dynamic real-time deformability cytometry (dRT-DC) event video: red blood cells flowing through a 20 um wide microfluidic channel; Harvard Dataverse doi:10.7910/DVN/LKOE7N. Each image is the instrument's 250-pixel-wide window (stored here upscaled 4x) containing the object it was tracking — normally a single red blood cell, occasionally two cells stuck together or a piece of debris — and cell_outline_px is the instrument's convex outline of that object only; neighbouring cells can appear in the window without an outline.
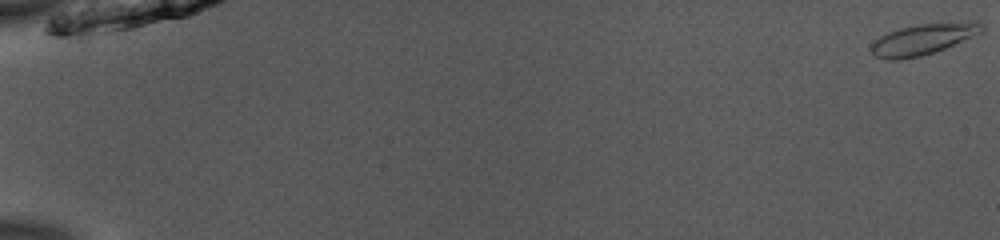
{"species": "common noctule bat (a hibernating species)", "species_latin": "Nyctalus noctula", "temperature_condition": "room temperature", "stored_images_in_passage": 53, "camera_frame_rate_fps": 3000, "um_per_image_px": 0.085, "animal": {"sex": "male", "body_mass_g": 13.0, "forearm_length_mm": 53.1}, "frame": {"image": 1, "passage_image": 1, "time_ms": 0.0, "image_size_px": [1000, 240], "cell_outline_px": [[984, 28], [980, 32], [944, 48], [920, 56], [900, 60], [888, 60], [876, 56], [872, 52], [872, 44], [880, 36], [888, 32], [900, 28], [916, 24], [984, 24]], "centroid_in_image_um": [78.31, 3.38], "position_along_channel_um": 6.7, "area_um2": 18.79}}
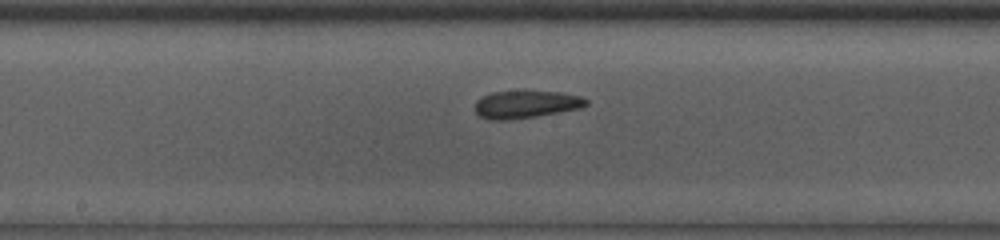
{"frame": {"image": 2, "passage_image": 30, "time_ms": 9.667, "image_size_px": [1000, 240], "cell_outline_px": [[588, 104], [580, 108], [536, 116], [504, 120], [492, 120], [480, 116], [476, 112], [476, 100], [492, 92], [560, 92], [580, 96], [588, 100]], "centroid_in_image_um": [44.71, 8.88], "position_along_channel_um": 203.5, "area_um2": 17.4}}
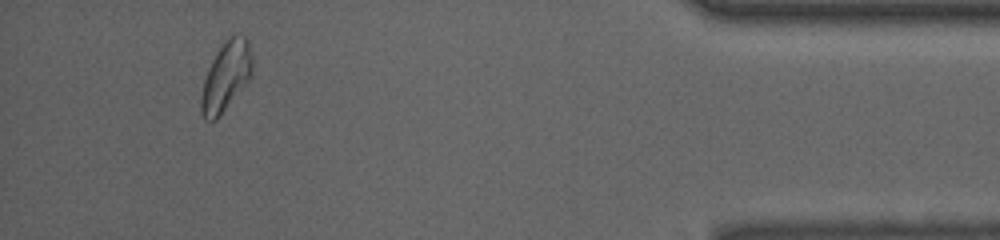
{"frame": {"image": 3, "passage_image": 50, "time_ms": 16.333, "image_size_px": [1000, 240], "cell_outline_px": [[252, 76], [220, 116], [216, 120], [204, 120], [200, 112], [200, 96], [204, 80], [208, 68], [216, 52], [228, 36], [232, 32], [244, 36], [248, 40], [252, 56]], "centroid_in_image_um": [19.2, 6.48], "position_along_channel_um": 416.0, "area_um2": 20.98}, "authors_computed_cell_mechanics": {"area_um2": 18.496, "velocity_mm_per_s": 3.9419, "shape_relaxation_time_tau1_ms": null, "shape_relaxation_time_tau2_ms": 3.8792, "deformation_change_tau1": null, "deformation_change_tau2": 0.0795}}